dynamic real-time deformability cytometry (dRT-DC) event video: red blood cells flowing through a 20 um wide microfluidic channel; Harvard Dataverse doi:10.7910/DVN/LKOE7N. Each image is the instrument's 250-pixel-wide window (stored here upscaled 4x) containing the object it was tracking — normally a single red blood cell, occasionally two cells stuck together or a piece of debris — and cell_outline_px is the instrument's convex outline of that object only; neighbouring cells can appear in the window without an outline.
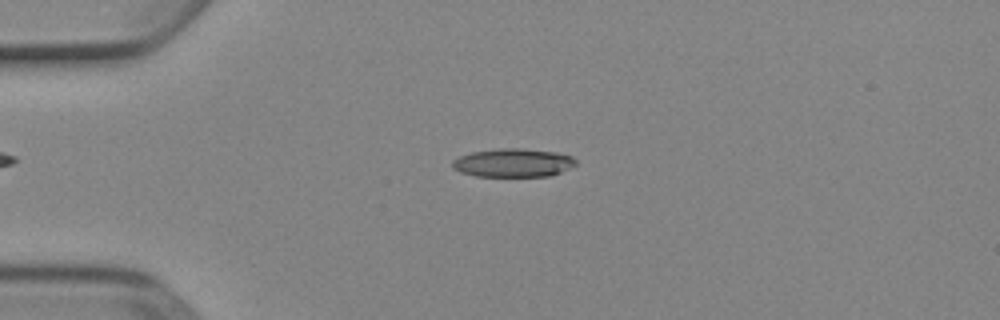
{"species": "Egyptian fruit bat (a non-hibernating species)", "species_latin": "Rousettus aegyptiacus", "temperature_condition": "cold", "stored_images_in_passage": 4, "camera_frame_rate_fps": 3000, "um_per_image_px": 0.085, "animal": {"sex": "female"}, "frame": {"image": 1, "passage_image": 3, "time_ms": 0.667, "image_size_px": [1000, 320], "cell_outline_px": [[576, 164], [552, 176], [476, 176], [460, 172], [452, 168], [452, 160], [460, 156], [472, 152], [500, 148], [520, 148], [556, 152], [572, 156], [576, 160]], "centroid_in_image_um": [43.6, 13.83], "position_along_channel_um": 41.4, "area_um2": 20.46}}